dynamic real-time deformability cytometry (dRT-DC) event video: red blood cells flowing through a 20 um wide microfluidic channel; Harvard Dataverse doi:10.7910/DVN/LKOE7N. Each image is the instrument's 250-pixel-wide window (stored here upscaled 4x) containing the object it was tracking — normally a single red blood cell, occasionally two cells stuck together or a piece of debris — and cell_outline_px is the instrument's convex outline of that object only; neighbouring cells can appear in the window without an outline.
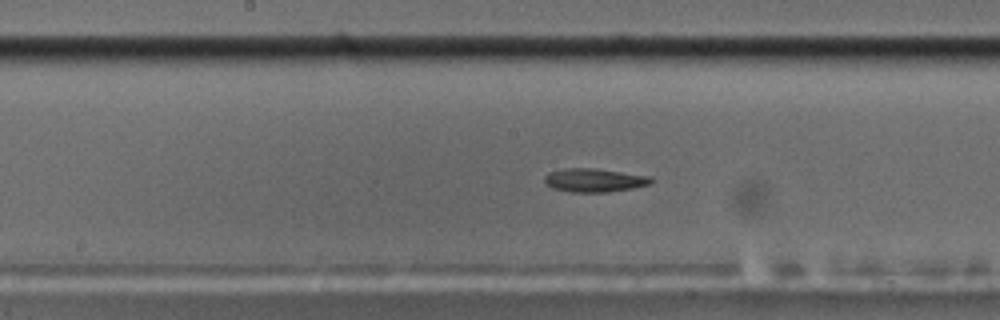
{"species": "common noctule bat (a hibernating species)", "species_latin": "Nyctalus noctula", "temperature_condition": "cold", "stored_images_in_passage": 59, "camera_frame_rate_fps": 3000, "um_per_image_px": 0.085, "animal": {"sex": "male", "body_mass_g": 17.5, "forearm_length_mm": 52.3}, "frame": {"image": 1, "passage_image": 30, "time_ms": 9.667, "image_size_px": [1000, 320], "cell_outline_px": [[656, 180], [648, 184], [632, 188], [608, 192], [572, 192], [552, 188], [544, 184], [544, 176], [548, 172], [564, 168], [596, 168], [652, 176]], "centroid_in_image_um": [50.51, 15.31], "position_along_channel_um": 197.7, "area_um2": 14.85}}
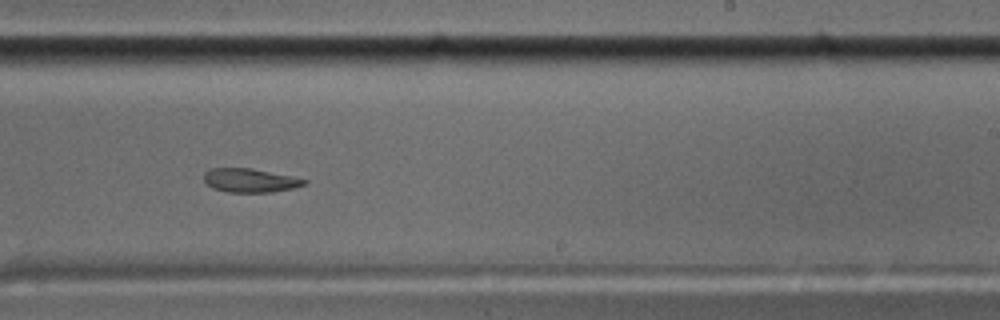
{"frame": {"image": 2, "passage_image": 36, "time_ms": 11.667, "image_size_px": [1000, 320], "cell_outline_px": [[308, 180], [304, 184], [292, 188], [272, 192], [228, 192], [212, 188], [204, 180], [204, 172], [212, 168], [252, 168], [292, 176]], "centroid_in_image_um": [21.23, 15.33], "position_along_channel_um": 267.8, "area_um2": 13.81}}
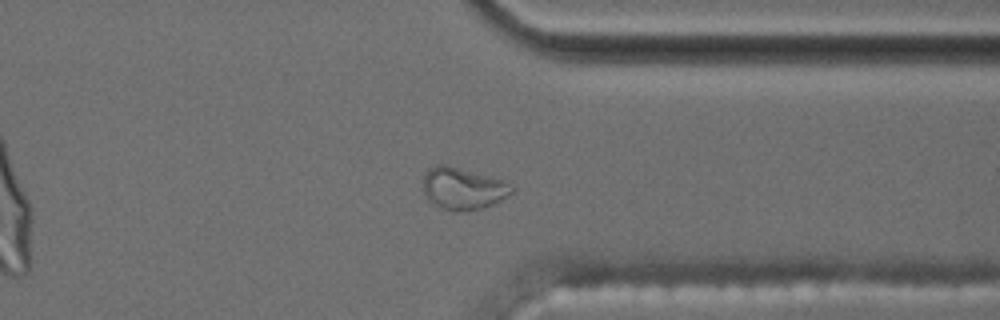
{"frame": {"image": 3, "passage_image": 45, "time_ms": 14.667, "image_size_px": [1000, 320], "cell_outline_px": [[512, 192], [500, 200], [492, 204], [480, 208], [456, 212], [452, 212], [428, 200], [424, 192], [424, 176], [428, 168], [436, 164], [444, 164], [504, 180], [512, 188]], "centroid_in_image_um": [39.32, 16.01], "position_along_channel_um": 372.1, "area_um2": 21.21}}